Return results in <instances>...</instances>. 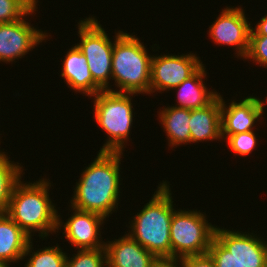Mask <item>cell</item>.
Listing matches in <instances>:
<instances>
[{"label": "cell", "mask_w": 267, "mask_h": 267, "mask_svg": "<svg viewBox=\"0 0 267 267\" xmlns=\"http://www.w3.org/2000/svg\"><path fill=\"white\" fill-rule=\"evenodd\" d=\"M204 64L188 79L172 90L177 91V104L174 107L199 109L210 104L219 93L206 87L207 72Z\"/></svg>", "instance_id": "obj_17"}, {"label": "cell", "mask_w": 267, "mask_h": 267, "mask_svg": "<svg viewBox=\"0 0 267 267\" xmlns=\"http://www.w3.org/2000/svg\"><path fill=\"white\" fill-rule=\"evenodd\" d=\"M208 253L214 260L216 267H243L236 257L214 237Z\"/></svg>", "instance_id": "obj_26"}, {"label": "cell", "mask_w": 267, "mask_h": 267, "mask_svg": "<svg viewBox=\"0 0 267 267\" xmlns=\"http://www.w3.org/2000/svg\"><path fill=\"white\" fill-rule=\"evenodd\" d=\"M158 119L161 122L163 131L168 139V146L177 148V146L190 143V109L178 108L174 106H165L160 108Z\"/></svg>", "instance_id": "obj_19"}, {"label": "cell", "mask_w": 267, "mask_h": 267, "mask_svg": "<svg viewBox=\"0 0 267 267\" xmlns=\"http://www.w3.org/2000/svg\"><path fill=\"white\" fill-rule=\"evenodd\" d=\"M256 133L253 131L241 132L237 134H232L227 136L226 140L228 146L233 151L234 154H238L242 157H246L250 155L254 149H256V145H258V139L256 137Z\"/></svg>", "instance_id": "obj_24"}, {"label": "cell", "mask_w": 267, "mask_h": 267, "mask_svg": "<svg viewBox=\"0 0 267 267\" xmlns=\"http://www.w3.org/2000/svg\"><path fill=\"white\" fill-rule=\"evenodd\" d=\"M33 238L30 240L27 248L25 249L24 259L28 255L24 266L25 267H65L67 254L60 248L58 244L56 246H48L34 251ZM33 251V252H32Z\"/></svg>", "instance_id": "obj_21"}, {"label": "cell", "mask_w": 267, "mask_h": 267, "mask_svg": "<svg viewBox=\"0 0 267 267\" xmlns=\"http://www.w3.org/2000/svg\"><path fill=\"white\" fill-rule=\"evenodd\" d=\"M250 35L267 36V14L260 19L254 28H251Z\"/></svg>", "instance_id": "obj_28"}, {"label": "cell", "mask_w": 267, "mask_h": 267, "mask_svg": "<svg viewBox=\"0 0 267 267\" xmlns=\"http://www.w3.org/2000/svg\"><path fill=\"white\" fill-rule=\"evenodd\" d=\"M9 265H10V263H8V262L0 261V267H10Z\"/></svg>", "instance_id": "obj_30"}, {"label": "cell", "mask_w": 267, "mask_h": 267, "mask_svg": "<svg viewBox=\"0 0 267 267\" xmlns=\"http://www.w3.org/2000/svg\"><path fill=\"white\" fill-rule=\"evenodd\" d=\"M241 6L222 9L216 20L209 26V37L215 44L227 45L236 50L237 58L242 60L249 48L251 22L248 21Z\"/></svg>", "instance_id": "obj_10"}, {"label": "cell", "mask_w": 267, "mask_h": 267, "mask_svg": "<svg viewBox=\"0 0 267 267\" xmlns=\"http://www.w3.org/2000/svg\"><path fill=\"white\" fill-rule=\"evenodd\" d=\"M69 207L73 214L71 213L66 223L58 215L57 233L60 229H64L63 237L77 250L104 248L106 242L102 241L100 230L106 218L94 212Z\"/></svg>", "instance_id": "obj_11"}, {"label": "cell", "mask_w": 267, "mask_h": 267, "mask_svg": "<svg viewBox=\"0 0 267 267\" xmlns=\"http://www.w3.org/2000/svg\"><path fill=\"white\" fill-rule=\"evenodd\" d=\"M244 59L267 68V36L250 35L249 48Z\"/></svg>", "instance_id": "obj_25"}, {"label": "cell", "mask_w": 267, "mask_h": 267, "mask_svg": "<svg viewBox=\"0 0 267 267\" xmlns=\"http://www.w3.org/2000/svg\"><path fill=\"white\" fill-rule=\"evenodd\" d=\"M178 261L182 267H216L214 260L209 253L187 256Z\"/></svg>", "instance_id": "obj_27"}, {"label": "cell", "mask_w": 267, "mask_h": 267, "mask_svg": "<svg viewBox=\"0 0 267 267\" xmlns=\"http://www.w3.org/2000/svg\"><path fill=\"white\" fill-rule=\"evenodd\" d=\"M31 238L5 213H0V261L11 264L24 259Z\"/></svg>", "instance_id": "obj_18"}, {"label": "cell", "mask_w": 267, "mask_h": 267, "mask_svg": "<svg viewBox=\"0 0 267 267\" xmlns=\"http://www.w3.org/2000/svg\"><path fill=\"white\" fill-rule=\"evenodd\" d=\"M15 184L6 214L32 239L35 232L44 240L57 232L58 210L50 193V179ZM49 180V181H48ZM25 182V183H24ZM33 234V235H32Z\"/></svg>", "instance_id": "obj_2"}, {"label": "cell", "mask_w": 267, "mask_h": 267, "mask_svg": "<svg viewBox=\"0 0 267 267\" xmlns=\"http://www.w3.org/2000/svg\"><path fill=\"white\" fill-rule=\"evenodd\" d=\"M66 258L65 267H107L106 248L77 250Z\"/></svg>", "instance_id": "obj_22"}, {"label": "cell", "mask_w": 267, "mask_h": 267, "mask_svg": "<svg viewBox=\"0 0 267 267\" xmlns=\"http://www.w3.org/2000/svg\"><path fill=\"white\" fill-rule=\"evenodd\" d=\"M37 6L36 4L18 21L0 24V62L13 63L32 51L35 46L38 47L40 43L48 40L49 33L35 28L26 19V16L34 13L36 15Z\"/></svg>", "instance_id": "obj_8"}, {"label": "cell", "mask_w": 267, "mask_h": 267, "mask_svg": "<svg viewBox=\"0 0 267 267\" xmlns=\"http://www.w3.org/2000/svg\"><path fill=\"white\" fill-rule=\"evenodd\" d=\"M228 104H225V99L221 96L222 140L232 134L253 131L255 122L262 118L265 110L263 99L253 94L238 102L231 100Z\"/></svg>", "instance_id": "obj_13"}, {"label": "cell", "mask_w": 267, "mask_h": 267, "mask_svg": "<svg viewBox=\"0 0 267 267\" xmlns=\"http://www.w3.org/2000/svg\"><path fill=\"white\" fill-rule=\"evenodd\" d=\"M190 143L222 141L221 94L207 106L190 110Z\"/></svg>", "instance_id": "obj_16"}, {"label": "cell", "mask_w": 267, "mask_h": 267, "mask_svg": "<svg viewBox=\"0 0 267 267\" xmlns=\"http://www.w3.org/2000/svg\"><path fill=\"white\" fill-rule=\"evenodd\" d=\"M107 267H154L160 260L127 233L106 241Z\"/></svg>", "instance_id": "obj_14"}, {"label": "cell", "mask_w": 267, "mask_h": 267, "mask_svg": "<svg viewBox=\"0 0 267 267\" xmlns=\"http://www.w3.org/2000/svg\"><path fill=\"white\" fill-rule=\"evenodd\" d=\"M61 77L68 88L83 96L93 97L103 91L93 80L86 57L79 48L72 46L62 61Z\"/></svg>", "instance_id": "obj_15"}, {"label": "cell", "mask_w": 267, "mask_h": 267, "mask_svg": "<svg viewBox=\"0 0 267 267\" xmlns=\"http://www.w3.org/2000/svg\"><path fill=\"white\" fill-rule=\"evenodd\" d=\"M263 102H266V103H264V105H266V104H267V97H266L265 101L263 100Z\"/></svg>", "instance_id": "obj_31"}, {"label": "cell", "mask_w": 267, "mask_h": 267, "mask_svg": "<svg viewBox=\"0 0 267 267\" xmlns=\"http://www.w3.org/2000/svg\"><path fill=\"white\" fill-rule=\"evenodd\" d=\"M124 152H98L96 158L82 170L70 199L72 207L94 212L107 218L118 210Z\"/></svg>", "instance_id": "obj_1"}, {"label": "cell", "mask_w": 267, "mask_h": 267, "mask_svg": "<svg viewBox=\"0 0 267 267\" xmlns=\"http://www.w3.org/2000/svg\"><path fill=\"white\" fill-rule=\"evenodd\" d=\"M9 159L5 152H0V213L6 212L13 188L25 174L19 162Z\"/></svg>", "instance_id": "obj_20"}, {"label": "cell", "mask_w": 267, "mask_h": 267, "mask_svg": "<svg viewBox=\"0 0 267 267\" xmlns=\"http://www.w3.org/2000/svg\"><path fill=\"white\" fill-rule=\"evenodd\" d=\"M132 96V97H131ZM135 93L103 90L94 95L95 121L106 132V142L99 152H123L133 125ZM125 145V146H124Z\"/></svg>", "instance_id": "obj_5"}, {"label": "cell", "mask_w": 267, "mask_h": 267, "mask_svg": "<svg viewBox=\"0 0 267 267\" xmlns=\"http://www.w3.org/2000/svg\"><path fill=\"white\" fill-rule=\"evenodd\" d=\"M38 0H0V24L22 19Z\"/></svg>", "instance_id": "obj_23"}, {"label": "cell", "mask_w": 267, "mask_h": 267, "mask_svg": "<svg viewBox=\"0 0 267 267\" xmlns=\"http://www.w3.org/2000/svg\"><path fill=\"white\" fill-rule=\"evenodd\" d=\"M215 238L243 267H267V241L257 234L216 227Z\"/></svg>", "instance_id": "obj_12"}, {"label": "cell", "mask_w": 267, "mask_h": 267, "mask_svg": "<svg viewBox=\"0 0 267 267\" xmlns=\"http://www.w3.org/2000/svg\"><path fill=\"white\" fill-rule=\"evenodd\" d=\"M136 35L125 31L115 40L112 52L111 91L150 94L151 54ZM118 88V90H117Z\"/></svg>", "instance_id": "obj_4"}, {"label": "cell", "mask_w": 267, "mask_h": 267, "mask_svg": "<svg viewBox=\"0 0 267 267\" xmlns=\"http://www.w3.org/2000/svg\"><path fill=\"white\" fill-rule=\"evenodd\" d=\"M80 38L76 45L86 57L94 82L102 89L111 91L112 52L115 40L123 33L115 32L114 41L108 36L95 16L86 17L77 24ZM111 86V87H110Z\"/></svg>", "instance_id": "obj_7"}, {"label": "cell", "mask_w": 267, "mask_h": 267, "mask_svg": "<svg viewBox=\"0 0 267 267\" xmlns=\"http://www.w3.org/2000/svg\"><path fill=\"white\" fill-rule=\"evenodd\" d=\"M202 65L200 58L191 52L182 55H153L150 70V95L156 91L158 93L170 91L179 86Z\"/></svg>", "instance_id": "obj_9"}, {"label": "cell", "mask_w": 267, "mask_h": 267, "mask_svg": "<svg viewBox=\"0 0 267 267\" xmlns=\"http://www.w3.org/2000/svg\"><path fill=\"white\" fill-rule=\"evenodd\" d=\"M154 267H182L178 260H160Z\"/></svg>", "instance_id": "obj_29"}, {"label": "cell", "mask_w": 267, "mask_h": 267, "mask_svg": "<svg viewBox=\"0 0 267 267\" xmlns=\"http://www.w3.org/2000/svg\"><path fill=\"white\" fill-rule=\"evenodd\" d=\"M200 210L177 209L170 227L171 260L208 253L217 225Z\"/></svg>", "instance_id": "obj_6"}, {"label": "cell", "mask_w": 267, "mask_h": 267, "mask_svg": "<svg viewBox=\"0 0 267 267\" xmlns=\"http://www.w3.org/2000/svg\"><path fill=\"white\" fill-rule=\"evenodd\" d=\"M158 185L151 200L131 217L127 234L159 260H171L170 227L175 204L171 184L163 180Z\"/></svg>", "instance_id": "obj_3"}]
</instances>
